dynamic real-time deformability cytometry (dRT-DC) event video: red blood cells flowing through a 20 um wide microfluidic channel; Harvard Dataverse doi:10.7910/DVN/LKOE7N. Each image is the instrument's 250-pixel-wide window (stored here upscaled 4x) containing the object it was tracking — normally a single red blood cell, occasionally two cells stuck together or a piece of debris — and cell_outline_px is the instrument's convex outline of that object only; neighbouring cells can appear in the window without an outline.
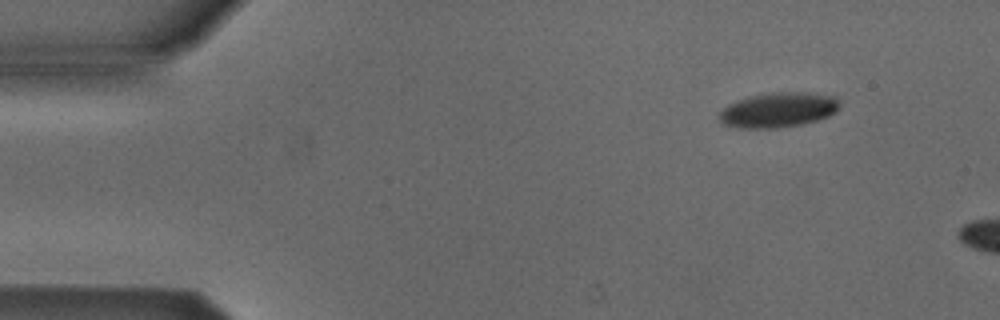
{"species": "Egyptian fruit bat (a non-hibernating species)", "species_latin": "Rousettus aegyptiacus", "temperature_condition": "cold", "stored_images_in_passage": 7, "camera_frame_rate_fps": 3000, "um_per_image_px": 0.085, "animal": {"sex": "male"}, "frame": {"image": 1, "passage_image": 2, "time_ms": 0.333, "image_size_px": [1000, 320], "cell_outline_px": [[840, 104], [836, 112], [828, 116], [804, 124], [780, 128], [740, 128], [724, 124], [720, 120], [720, 112], [728, 104], [752, 96], [772, 92], [804, 92], [836, 96]], "centroid_in_image_um": [66.19, 9.35], "position_along_channel_um": 18.8, "area_um2": 24.39}}